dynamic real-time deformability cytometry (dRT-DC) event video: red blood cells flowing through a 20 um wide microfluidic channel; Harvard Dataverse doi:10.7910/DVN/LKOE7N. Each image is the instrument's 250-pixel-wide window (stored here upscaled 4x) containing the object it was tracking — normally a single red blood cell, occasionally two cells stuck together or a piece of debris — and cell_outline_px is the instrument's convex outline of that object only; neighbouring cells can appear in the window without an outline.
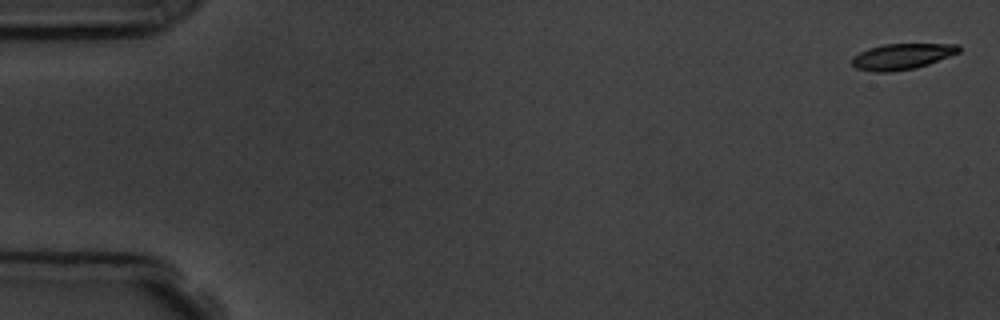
{"species": "common noctule bat (a hibernating species)", "species_latin": "Nyctalus noctula", "temperature_condition": "room temperature", "stored_images_in_passage": 5, "camera_frame_rate_fps": 3000, "um_per_image_px": 0.085, "animal": {"sex": "male", "body_mass_g": 19.5, "forearm_length_mm": 54.6}, "frame": {"image": 1, "passage_image": 1, "time_ms": 0.0, "image_size_px": [1000, 320], "cell_outline_px": [[960, 52], [928, 64], [916, 68], [888, 72], [872, 72], [856, 68], [852, 64], [852, 56], [868, 48], [884, 44], [960, 44]], "centroid_in_image_um": [76.65, 4.8], "position_along_channel_um": 8.4, "area_um2": 16.13}}
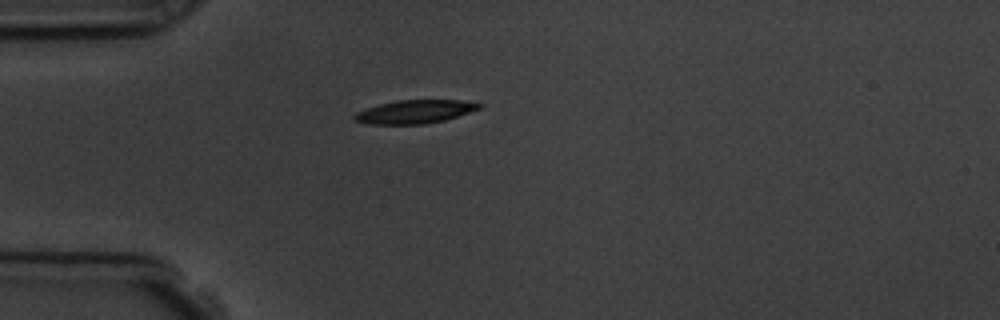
{"frame": {"image": 2, "passage_image": 5, "time_ms": 4.667, "image_size_px": [1000, 320], "cell_outline_px": [[484, 104], [480, 108], [444, 120], [424, 124], [368, 124], [352, 120], [352, 116], [356, 112], [380, 104], [396, 100], [460, 100]], "centroid_in_image_um": [35.21, 9.5], "position_along_channel_um": 49.8, "area_um2": 16.88}}